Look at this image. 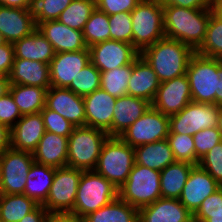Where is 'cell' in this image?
Wrapping results in <instances>:
<instances>
[{"mask_svg": "<svg viewBox=\"0 0 222 222\" xmlns=\"http://www.w3.org/2000/svg\"><path fill=\"white\" fill-rule=\"evenodd\" d=\"M165 37L181 41L196 51L204 42L212 9L163 6Z\"/></svg>", "mask_w": 222, "mask_h": 222, "instance_id": "obj_1", "label": "cell"}, {"mask_svg": "<svg viewBox=\"0 0 222 222\" xmlns=\"http://www.w3.org/2000/svg\"><path fill=\"white\" fill-rule=\"evenodd\" d=\"M195 51L181 41L162 38L140 52L160 82L186 74L188 62Z\"/></svg>", "mask_w": 222, "mask_h": 222, "instance_id": "obj_2", "label": "cell"}, {"mask_svg": "<svg viewBox=\"0 0 222 222\" xmlns=\"http://www.w3.org/2000/svg\"><path fill=\"white\" fill-rule=\"evenodd\" d=\"M135 164L134 148L120 137H108L94 168L118 189L125 183Z\"/></svg>", "mask_w": 222, "mask_h": 222, "instance_id": "obj_3", "label": "cell"}, {"mask_svg": "<svg viewBox=\"0 0 222 222\" xmlns=\"http://www.w3.org/2000/svg\"><path fill=\"white\" fill-rule=\"evenodd\" d=\"M108 134L101 129L78 126L68 137L67 166L82 171L94 170Z\"/></svg>", "mask_w": 222, "mask_h": 222, "instance_id": "obj_4", "label": "cell"}, {"mask_svg": "<svg viewBox=\"0 0 222 222\" xmlns=\"http://www.w3.org/2000/svg\"><path fill=\"white\" fill-rule=\"evenodd\" d=\"M118 198V188L94 170L83 171L72 213L84 218Z\"/></svg>", "mask_w": 222, "mask_h": 222, "instance_id": "obj_5", "label": "cell"}, {"mask_svg": "<svg viewBox=\"0 0 222 222\" xmlns=\"http://www.w3.org/2000/svg\"><path fill=\"white\" fill-rule=\"evenodd\" d=\"M133 46L141 52L165 37L163 5L159 0H142L131 12Z\"/></svg>", "mask_w": 222, "mask_h": 222, "instance_id": "obj_6", "label": "cell"}, {"mask_svg": "<svg viewBox=\"0 0 222 222\" xmlns=\"http://www.w3.org/2000/svg\"><path fill=\"white\" fill-rule=\"evenodd\" d=\"M221 66L222 59L205 57L196 52L191 56L186 76L193 102L216 104L219 80L217 71Z\"/></svg>", "mask_w": 222, "mask_h": 222, "instance_id": "obj_7", "label": "cell"}, {"mask_svg": "<svg viewBox=\"0 0 222 222\" xmlns=\"http://www.w3.org/2000/svg\"><path fill=\"white\" fill-rule=\"evenodd\" d=\"M118 197L137 209L154 203L161 198L160 171L135 163Z\"/></svg>", "mask_w": 222, "mask_h": 222, "instance_id": "obj_8", "label": "cell"}, {"mask_svg": "<svg viewBox=\"0 0 222 222\" xmlns=\"http://www.w3.org/2000/svg\"><path fill=\"white\" fill-rule=\"evenodd\" d=\"M34 163L33 153L8 148L0 155V194H24L26 179Z\"/></svg>", "mask_w": 222, "mask_h": 222, "instance_id": "obj_9", "label": "cell"}, {"mask_svg": "<svg viewBox=\"0 0 222 222\" xmlns=\"http://www.w3.org/2000/svg\"><path fill=\"white\" fill-rule=\"evenodd\" d=\"M169 131V116L150 106L119 137L125 143L135 148L143 144L167 139Z\"/></svg>", "mask_w": 222, "mask_h": 222, "instance_id": "obj_10", "label": "cell"}, {"mask_svg": "<svg viewBox=\"0 0 222 222\" xmlns=\"http://www.w3.org/2000/svg\"><path fill=\"white\" fill-rule=\"evenodd\" d=\"M218 106L216 104L191 101L179 113L169 116V133H195L217 126Z\"/></svg>", "mask_w": 222, "mask_h": 222, "instance_id": "obj_11", "label": "cell"}, {"mask_svg": "<svg viewBox=\"0 0 222 222\" xmlns=\"http://www.w3.org/2000/svg\"><path fill=\"white\" fill-rule=\"evenodd\" d=\"M82 170L71 167L56 168L46 202L48 212H72Z\"/></svg>", "mask_w": 222, "mask_h": 222, "instance_id": "obj_12", "label": "cell"}, {"mask_svg": "<svg viewBox=\"0 0 222 222\" xmlns=\"http://www.w3.org/2000/svg\"><path fill=\"white\" fill-rule=\"evenodd\" d=\"M90 61L100 71H110L133 62L140 56V52L129 43L107 40L91 47Z\"/></svg>", "mask_w": 222, "mask_h": 222, "instance_id": "obj_13", "label": "cell"}, {"mask_svg": "<svg viewBox=\"0 0 222 222\" xmlns=\"http://www.w3.org/2000/svg\"><path fill=\"white\" fill-rule=\"evenodd\" d=\"M192 101L190 85L186 74L161 82L151 106L171 116L179 113Z\"/></svg>", "mask_w": 222, "mask_h": 222, "instance_id": "obj_14", "label": "cell"}, {"mask_svg": "<svg viewBox=\"0 0 222 222\" xmlns=\"http://www.w3.org/2000/svg\"><path fill=\"white\" fill-rule=\"evenodd\" d=\"M90 62L89 48L75 52L56 53L49 63L50 85L67 88Z\"/></svg>", "mask_w": 222, "mask_h": 222, "instance_id": "obj_15", "label": "cell"}, {"mask_svg": "<svg viewBox=\"0 0 222 222\" xmlns=\"http://www.w3.org/2000/svg\"><path fill=\"white\" fill-rule=\"evenodd\" d=\"M45 106L63 116L75 127L85 126L84 98L68 88L51 86L46 92Z\"/></svg>", "mask_w": 222, "mask_h": 222, "instance_id": "obj_16", "label": "cell"}, {"mask_svg": "<svg viewBox=\"0 0 222 222\" xmlns=\"http://www.w3.org/2000/svg\"><path fill=\"white\" fill-rule=\"evenodd\" d=\"M221 185L199 165H195L183 187L179 201L194 214L202 202Z\"/></svg>", "mask_w": 222, "mask_h": 222, "instance_id": "obj_17", "label": "cell"}, {"mask_svg": "<svg viewBox=\"0 0 222 222\" xmlns=\"http://www.w3.org/2000/svg\"><path fill=\"white\" fill-rule=\"evenodd\" d=\"M84 98L85 126L104 130L112 137V117L116 98L98 88Z\"/></svg>", "mask_w": 222, "mask_h": 222, "instance_id": "obj_18", "label": "cell"}, {"mask_svg": "<svg viewBox=\"0 0 222 222\" xmlns=\"http://www.w3.org/2000/svg\"><path fill=\"white\" fill-rule=\"evenodd\" d=\"M37 29L32 9L0 6V33L14 44Z\"/></svg>", "mask_w": 222, "mask_h": 222, "instance_id": "obj_19", "label": "cell"}, {"mask_svg": "<svg viewBox=\"0 0 222 222\" xmlns=\"http://www.w3.org/2000/svg\"><path fill=\"white\" fill-rule=\"evenodd\" d=\"M37 29L52 45L55 54L59 52H75L88 48L82 31L70 28L58 20L38 23Z\"/></svg>", "mask_w": 222, "mask_h": 222, "instance_id": "obj_20", "label": "cell"}, {"mask_svg": "<svg viewBox=\"0 0 222 222\" xmlns=\"http://www.w3.org/2000/svg\"><path fill=\"white\" fill-rule=\"evenodd\" d=\"M45 132V125L40 112L22 115L10 129L11 148L33 152Z\"/></svg>", "mask_w": 222, "mask_h": 222, "instance_id": "obj_21", "label": "cell"}, {"mask_svg": "<svg viewBox=\"0 0 222 222\" xmlns=\"http://www.w3.org/2000/svg\"><path fill=\"white\" fill-rule=\"evenodd\" d=\"M193 214L179 199L159 198L138 209V222H190Z\"/></svg>", "mask_w": 222, "mask_h": 222, "instance_id": "obj_22", "label": "cell"}, {"mask_svg": "<svg viewBox=\"0 0 222 222\" xmlns=\"http://www.w3.org/2000/svg\"><path fill=\"white\" fill-rule=\"evenodd\" d=\"M150 106L151 103L146 99L128 94L116 98L112 117V137H119Z\"/></svg>", "mask_w": 222, "mask_h": 222, "instance_id": "obj_23", "label": "cell"}, {"mask_svg": "<svg viewBox=\"0 0 222 222\" xmlns=\"http://www.w3.org/2000/svg\"><path fill=\"white\" fill-rule=\"evenodd\" d=\"M160 83L154 70L139 56L132 64L127 94L152 103Z\"/></svg>", "mask_w": 222, "mask_h": 222, "instance_id": "obj_24", "label": "cell"}, {"mask_svg": "<svg viewBox=\"0 0 222 222\" xmlns=\"http://www.w3.org/2000/svg\"><path fill=\"white\" fill-rule=\"evenodd\" d=\"M8 78L11 85L38 86L47 90L51 87L49 64L44 62L14 59Z\"/></svg>", "mask_w": 222, "mask_h": 222, "instance_id": "obj_25", "label": "cell"}, {"mask_svg": "<svg viewBox=\"0 0 222 222\" xmlns=\"http://www.w3.org/2000/svg\"><path fill=\"white\" fill-rule=\"evenodd\" d=\"M67 152L68 137L46 131L32 153L35 162L61 168L67 166Z\"/></svg>", "mask_w": 222, "mask_h": 222, "instance_id": "obj_26", "label": "cell"}, {"mask_svg": "<svg viewBox=\"0 0 222 222\" xmlns=\"http://www.w3.org/2000/svg\"><path fill=\"white\" fill-rule=\"evenodd\" d=\"M13 45L14 59H26L49 64L55 55L52 45L38 29Z\"/></svg>", "mask_w": 222, "mask_h": 222, "instance_id": "obj_27", "label": "cell"}, {"mask_svg": "<svg viewBox=\"0 0 222 222\" xmlns=\"http://www.w3.org/2000/svg\"><path fill=\"white\" fill-rule=\"evenodd\" d=\"M134 157L136 164L157 171L176 161L167 139L135 147Z\"/></svg>", "mask_w": 222, "mask_h": 222, "instance_id": "obj_28", "label": "cell"}, {"mask_svg": "<svg viewBox=\"0 0 222 222\" xmlns=\"http://www.w3.org/2000/svg\"><path fill=\"white\" fill-rule=\"evenodd\" d=\"M56 168L34 161L27 175L24 195L43 205L48 197Z\"/></svg>", "mask_w": 222, "mask_h": 222, "instance_id": "obj_29", "label": "cell"}, {"mask_svg": "<svg viewBox=\"0 0 222 222\" xmlns=\"http://www.w3.org/2000/svg\"><path fill=\"white\" fill-rule=\"evenodd\" d=\"M194 166L189 162L175 161L160 171L161 197L179 199Z\"/></svg>", "mask_w": 222, "mask_h": 222, "instance_id": "obj_30", "label": "cell"}, {"mask_svg": "<svg viewBox=\"0 0 222 222\" xmlns=\"http://www.w3.org/2000/svg\"><path fill=\"white\" fill-rule=\"evenodd\" d=\"M9 92L22 115L38 113L45 107L46 88L15 84L10 85Z\"/></svg>", "mask_w": 222, "mask_h": 222, "instance_id": "obj_31", "label": "cell"}, {"mask_svg": "<svg viewBox=\"0 0 222 222\" xmlns=\"http://www.w3.org/2000/svg\"><path fill=\"white\" fill-rule=\"evenodd\" d=\"M84 222H138V209L118 197L85 216Z\"/></svg>", "mask_w": 222, "mask_h": 222, "instance_id": "obj_32", "label": "cell"}, {"mask_svg": "<svg viewBox=\"0 0 222 222\" xmlns=\"http://www.w3.org/2000/svg\"><path fill=\"white\" fill-rule=\"evenodd\" d=\"M37 206L24 194H0V222H19Z\"/></svg>", "mask_w": 222, "mask_h": 222, "instance_id": "obj_33", "label": "cell"}, {"mask_svg": "<svg viewBox=\"0 0 222 222\" xmlns=\"http://www.w3.org/2000/svg\"><path fill=\"white\" fill-rule=\"evenodd\" d=\"M96 9V0H73L57 19L60 23L80 31Z\"/></svg>", "mask_w": 222, "mask_h": 222, "instance_id": "obj_34", "label": "cell"}, {"mask_svg": "<svg viewBox=\"0 0 222 222\" xmlns=\"http://www.w3.org/2000/svg\"><path fill=\"white\" fill-rule=\"evenodd\" d=\"M109 15L95 9L83 28V36L87 47L110 40Z\"/></svg>", "mask_w": 222, "mask_h": 222, "instance_id": "obj_35", "label": "cell"}, {"mask_svg": "<svg viewBox=\"0 0 222 222\" xmlns=\"http://www.w3.org/2000/svg\"><path fill=\"white\" fill-rule=\"evenodd\" d=\"M195 52L205 57L222 59V19L213 12L207 26L204 42Z\"/></svg>", "mask_w": 222, "mask_h": 222, "instance_id": "obj_36", "label": "cell"}, {"mask_svg": "<svg viewBox=\"0 0 222 222\" xmlns=\"http://www.w3.org/2000/svg\"><path fill=\"white\" fill-rule=\"evenodd\" d=\"M131 72L132 64L101 72V88L115 98L127 95Z\"/></svg>", "mask_w": 222, "mask_h": 222, "instance_id": "obj_37", "label": "cell"}, {"mask_svg": "<svg viewBox=\"0 0 222 222\" xmlns=\"http://www.w3.org/2000/svg\"><path fill=\"white\" fill-rule=\"evenodd\" d=\"M67 88L82 97L91 94L101 88V72L90 62Z\"/></svg>", "mask_w": 222, "mask_h": 222, "instance_id": "obj_38", "label": "cell"}, {"mask_svg": "<svg viewBox=\"0 0 222 222\" xmlns=\"http://www.w3.org/2000/svg\"><path fill=\"white\" fill-rule=\"evenodd\" d=\"M167 140L176 161L189 162L198 165L193 136L186 134L169 133Z\"/></svg>", "mask_w": 222, "mask_h": 222, "instance_id": "obj_39", "label": "cell"}, {"mask_svg": "<svg viewBox=\"0 0 222 222\" xmlns=\"http://www.w3.org/2000/svg\"><path fill=\"white\" fill-rule=\"evenodd\" d=\"M73 0H36L32 11L36 25L48 20H57Z\"/></svg>", "mask_w": 222, "mask_h": 222, "instance_id": "obj_40", "label": "cell"}, {"mask_svg": "<svg viewBox=\"0 0 222 222\" xmlns=\"http://www.w3.org/2000/svg\"><path fill=\"white\" fill-rule=\"evenodd\" d=\"M110 39L133 45L132 19L130 12L109 16Z\"/></svg>", "mask_w": 222, "mask_h": 222, "instance_id": "obj_41", "label": "cell"}, {"mask_svg": "<svg viewBox=\"0 0 222 222\" xmlns=\"http://www.w3.org/2000/svg\"><path fill=\"white\" fill-rule=\"evenodd\" d=\"M196 158L200 160L216 144L222 141L218 127L203 129L193 135Z\"/></svg>", "mask_w": 222, "mask_h": 222, "instance_id": "obj_42", "label": "cell"}, {"mask_svg": "<svg viewBox=\"0 0 222 222\" xmlns=\"http://www.w3.org/2000/svg\"><path fill=\"white\" fill-rule=\"evenodd\" d=\"M40 113L42 115L46 131L64 137L70 136L75 127L71 122L55 111L48 109L46 106L40 111Z\"/></svg>", "mask_w": 222, "mask_h": 222, "instance_id": "obj_43", "label": "cell"}, {"mask_svg": "<svg viewBox=\"0 0 222 222\" xmlns=\"http://www.w3.org/2000/svg\"><path fill=\"white\" fill-rule=\"evenodd\" d=\"M198 165L222 186V141L208 151Z\"/></svg>", "mask_w": 222, "mask_h": 222, "instance_id": "obj_44", "label": "cell"}, {"mask_svg": "<svg viewBox=\"0 0 222 222\" xmlns=\"http://www.w3.org/2000/svg\"><path fill=\"white\" fill-rule=\"evenodd\" d=\"M21 117L22 114L10 92L0 97V124L11 129Z\"/></svg>", "mask_w": 222, "mask_h": 222, "instance_id": "obj_45", "label": "cell"}, {"mask_svg": "<svg viewBox=\"0 0 222 222\" xmlns=\"http://www.w3.org/2000/svg\"><path fill=\"white\" fill-rule=\"evenodd\" d=\"M142 0H96V8L111 16L120 12H132Z\"/></svg>", "mask_w": 222, "mask_h": 222, "instance_id": "obj_46", "label": "cell"}, {"mask_svg": "<svg viewBox=\"0 0 222 222\" xmlns=\"http://www.w3.org/2000/svg\"><path fill=\"white\" fill-rule=\"evenodd\" d=\"M14 58L13 44L6 42L0 46V76H9Z\"/></svg>", "mask_w": 222, "mask_h": 222, "instance_id": "obj_47", "label": "cell"}, {"mask_svg": "<svg viewBox=\"0 0 222 222\" xmlns=\"http://www.w3.org/2000/svg\"><path fill=\"white\" fill-rule=\"evenodd\" d=\"M222 212V186L208 196L195 213Z\"/></svg>", "mask_w": 222, "mask_h": 222, "instance_id": "obj_48", "label": "cell"}, {"mask_svg": "<svg viewBox=\"0 0 222 222\" xmlns=\"http://www.w3.org/2000/svg\"><path fill=\"white\" fill-rule=\"evenodd\" d=\"M163 6H179L188 9H212L213 0H159Z\"/></svg>", "mask_w": 222, "mask_h": 222, "instance_id": "obj_49", "label": "cell"}, {"mask_svg": "<svg viewBox=\"0 0 222 222\" xmlns=\"http://www.w3.org/2000/svg\"><path fill=\"white\" fill-rule=\"evenodd\" d=\"M45 222H84V218L72 212H48Z\"/></svg>", "mask_w": 222, "mask_h": 222, "instance_id": "obj_50", "label": "cell"}, {"mask_svg": "<svg viewBox=\"0 0 222 222\" xmlns=\"http://www.w3.org/2000/svg\"><path fill=\"white\" fill-rule=\"evenodd\" d=\"M47 213L48 211L44 208L43 205H38L19 222H45Z\"/></svg>", "mask_w": 222, "mask_h": 222, "instance_id": "obj_51", "label": "cell"}, {"mask_svg": "<svg viewBox=\"0 0 222 222\" xmlns=\"http://www.w3.org/2000/svg\"><path fill=\"white\" fill-rule=\"evenodd\" d=\"M11 147L10 129L0 124V155Z\"/></svg>", "mask_w": 222, "mask_h": 222, "instance_id": "obj_52", "label": "cell"}, {"mask_svg": "<svg viewBox=\"0 0 222 222\" xmlns=\"http://www.w3.org/2000/svg\"><path fill=\"white\" fill-rule=\"evenodd\" d=\"M0 6L32 9V4L28 0H0Z\"/></svg>", "mask_w": 222, "mask_h": 222, "instance_id": "obj_53", "label": "cell"}, {"mask_svg": "<svg viewBox=\"0 0 222 222\" xmlns=\"http://www.w3.org/2000/svg\"><path fill=\"white\" fill-rule=\"evenodd\" d=\"M193 218L204 222H222V212L219 213H194Z\"/></svg>", "mask_w": 222, "mask_h": 222, "instance_id": "obj_54", "label": "cell"}, {"mask_svg": "<svg viewBox=\"0 0 222 222\" xmlns=\"http://www.w3.org/2000/svg\"><path fill=\"white\" fill-rule=\"evenodd\" d=\"M10 85L11 84L7 76H0V97L9 93Z\"/></svg>", "mask_w": 222, "mask_h": 222, "instance_id": "obj_55", "label": "cell"}, {"mask_svg": "<svg viewBox=\"0 0 222 222\" xmlns=\"http://www.w3.org/2000/svg\"><path fill=\"white\" fill-rule=\"evenodd\" d=\"M217 75L219 76V80H218V93H216V105L222 106V66L218 69Z\"/></svg>", "mask_w": 222, "mask_h": 222, "instance_id": "obj_56", "label": "cell"}, {"mask_svg": "<svg viewBox=\"0 0 222 222\" xmlns=\"http://www.w3.org/2000/svg\"><path fill=\"white\" fill-rule=\"evenodd\" d=\"M212 11L218 18L222 19V0H213Z\"/></svg>", "mask_w": 222, "mask_h": 222, "instance_id": "obj_57", "label": "cell"}, {"mask_svg": "<svg viewBox=\"0 0 222 222\" xmlns=\"http://www.w3.org/2000/svg\"><path fill=\"white\" fill-rule=\"evenodd\" d=\"M217 127L222 134V106H218V119H217Z\"/></svg>", "mask_w": 222, "mask_h": 222, "instance_id": "obj_58", "label": "cell"}, {"mask_svg": "<svg viewBox=\"0 0 222 222\" xmlns=\"http://www.w3.org/2000/svg\"><path fill=\"white\" fill-rule=\"evenodd\" d=\"M5 43H6V41L4 40L2 34L0 33V46L5 44Z\"/></svg>", "mask_w": 222, "mask_h": 222, "instance_id": "obj_59", "label": "cell"}, {"mask_svg": "<svg viewBox=\"0 0 222 222\" xmlns=\"http://www.w3.org/2000/svg\"><path fill=\"white\" fill-rule=\"evenodd\" d=\"M190 222H204V221H200L198 219L193 218Z\"/></svg>", "mask_w": 222, "mask_h": 222, "instance_id": "obj_60", "label": "cell"}, {"mask_svg": "<svg viewBox=\"0 0 222 222\" xmlns=\"http://www.w3.org/2000/svg\"><path fill=\"white\" fill-rule=\"evenodd\" d=\"M31 4H33L36 0H28Z\"/></svg>", "mask_w": 222, "mask_h": 222, "instance_id": "obj_61", "label": "cell"}]
</instances>
